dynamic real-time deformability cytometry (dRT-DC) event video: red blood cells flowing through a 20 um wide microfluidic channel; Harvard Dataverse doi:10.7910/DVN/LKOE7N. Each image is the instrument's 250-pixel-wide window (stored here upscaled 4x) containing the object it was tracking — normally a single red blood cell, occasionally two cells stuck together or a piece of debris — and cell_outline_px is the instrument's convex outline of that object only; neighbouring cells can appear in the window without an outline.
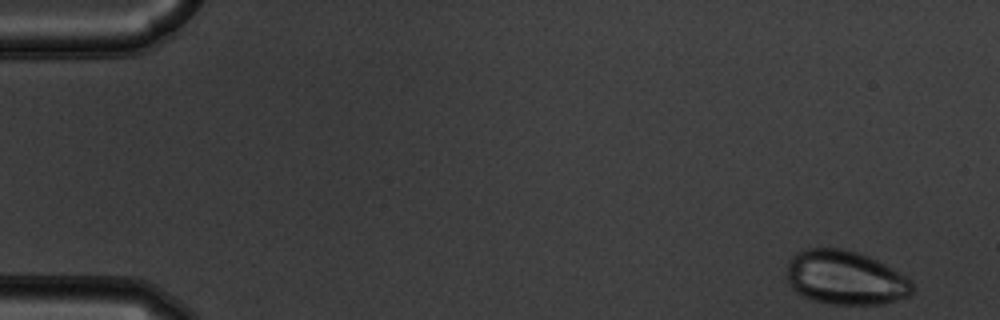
{"species": "common noctule bat (a hibernating species)", "species_latin": "Nyctalus noctula", "temperature_condition": "warm", "stored_images_in_passage": 52, "camera_frame_rate_fps": 3000, "um_per_image_px": 0.085, "animal": {"sex": "male", "body_mass_g": 19.5, "forearm_length_mm": 54.6}, "frame": {"image": 1, "passage_image": 1, "time_ms": 0.0, "image_size_px": [1000, 320], "cell_outline_px": [[912, 292], [908, 296], [884, 304], [832, 304], [816, 300], [804, 296], [796, 292], [788, 284], [784, 276], [788, 260], [796, 252], [804, 248], [840, 248], [856, 252], [868, 256], [884, 264], [912, 280]], "centroid_in_image_um": [71.79, 23.59], "position_along_channel_um": 13.2, "area_um2": 39.71}}
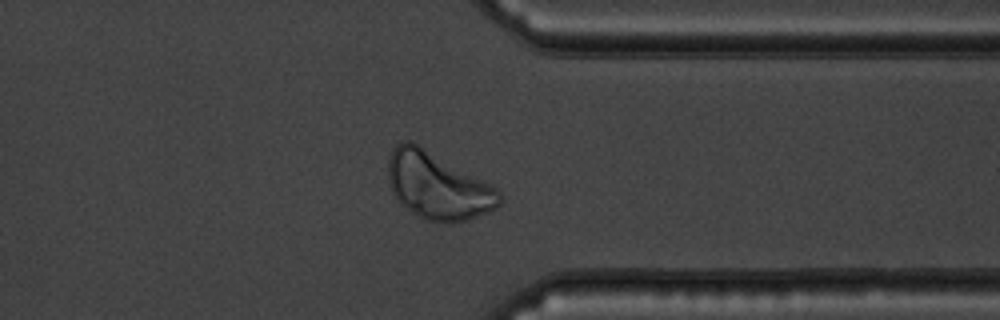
{"frame": {"image": 2, "passage_image": 41, "time_ms": 13.333, "image_size_px": [1000, 320], "cell_outline_px": [[500, 204], [496, 208], [488, 212], [468, 220], [452, 224], [444, 224], [424, 220], [400, 204], [392, 192], [388, 180], [388, 160], [392, 148], [400, 140], [412, 140], [496, 188], [500, 192]], "centroid_in_image_um": [37.16, 15.81], "position_along_channel_um": 374.2, "area_um2": 43.64}}
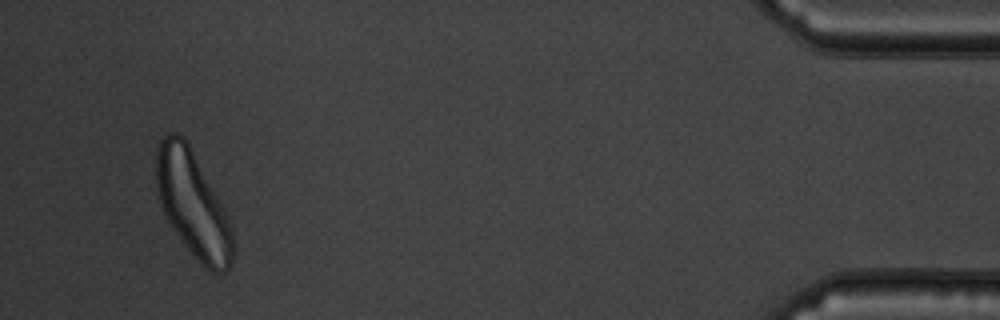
{"frame": {"image": 3, "passage_image": 50, "time_ms": 16.333, "image_size_px": [1000, 320], "cell_outline_px": [[236, 248], [232, 264], [228, 272], [220, 276], [212, 272], [200, 264], [176, 232], [168, 220], [164, 212], [160, 200], [156, 184], [156, 152], [160, 140], [168, 132], [176, 132], [184, 136], [224, 208], [232, 224]], "centroid_in_image_um": [16.45, 17.43], "position_along_channel_um": 418.7, "area_um2": 47.4}}